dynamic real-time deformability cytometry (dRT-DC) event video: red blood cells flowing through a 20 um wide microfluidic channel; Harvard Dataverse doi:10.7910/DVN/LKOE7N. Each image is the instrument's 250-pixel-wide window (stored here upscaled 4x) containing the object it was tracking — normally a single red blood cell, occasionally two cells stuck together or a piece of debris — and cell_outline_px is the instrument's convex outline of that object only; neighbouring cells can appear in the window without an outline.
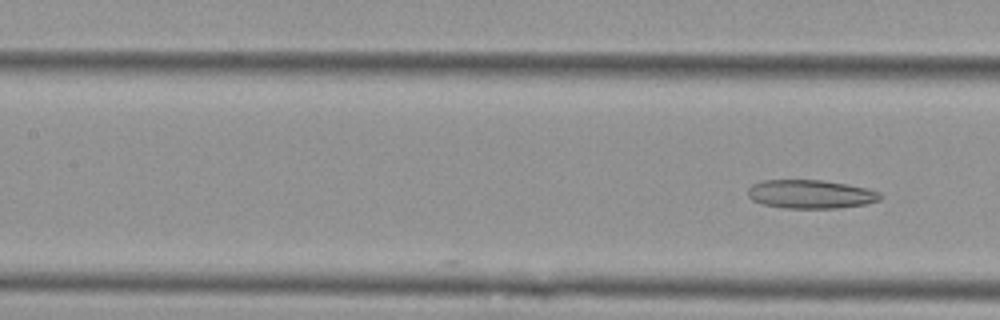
{"species": "Egyptian fruit bat (a non-hibernating species)", "species_latin": "Rousettus aegyptiacus", "temperature_condition": "cold", "stored_images_in_passage": 8, "camera_frame_rate_fps": 3000, "um_per_image_px": 0.085, "animal": {"sex": "female"}, "frame": {"image": 1, "passage_image": 8, "time_ms": 2.333, "image_size_px": [1000, 320], "cell_outline_px": [[884, 196], [880, 200], [864, 204], [840, 208], [784, 208], [764, 204], [752, 200], [748, 196], [748, 188], [752, 184], [764, 180], [824, 180], [848, 184], [868, 188], [880, 192]], "centroid_in_image_um": [68.94, 16.5], "position_along_channel_um": 138.5, "area_um2": 22.25}}